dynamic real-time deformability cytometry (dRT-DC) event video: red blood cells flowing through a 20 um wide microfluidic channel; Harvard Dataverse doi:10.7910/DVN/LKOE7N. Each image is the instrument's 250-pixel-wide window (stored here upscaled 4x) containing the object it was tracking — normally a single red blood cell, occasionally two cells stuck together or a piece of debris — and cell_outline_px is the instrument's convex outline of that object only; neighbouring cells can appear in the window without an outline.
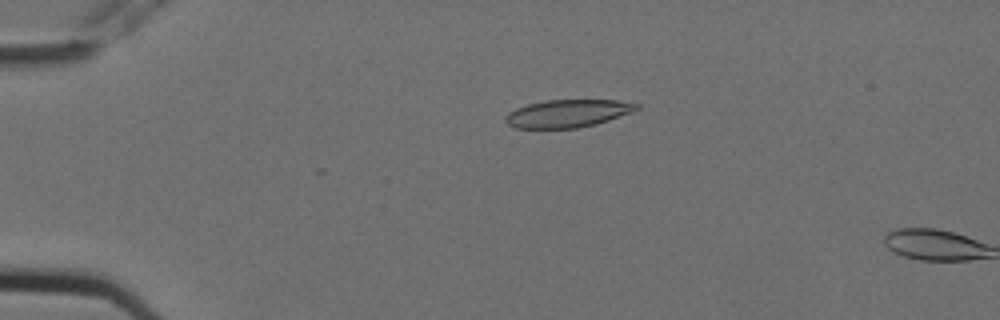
{"species": "Egyptian fruit bat (a non-hibernating species)", "species_latin": "Rousettus aegyptiacus", "temperature_condition": "cold", "stored_images_in_passage": 4, "camera_frame_rate_fps": 3000, "um_per_image_px": 0.085, "animal": {"sex": "female"}, "frame": {"image": 1, "passage_image": 3, "time_ms": 0.667, "image_size_px": [1000, 320], "cell_outline_px": [[640, 108], [632, 112], [596, 124], [576, 128], [516, 128], [508, 124], [504, 120], [508, 112], [516, 108], [528, 104], [544, 100], [616, 100], [640, 104]], "centroid_in_image_um": [48.25, 9.64], "position_along_channel_um": 36.7, "area_um2": 21.15}}